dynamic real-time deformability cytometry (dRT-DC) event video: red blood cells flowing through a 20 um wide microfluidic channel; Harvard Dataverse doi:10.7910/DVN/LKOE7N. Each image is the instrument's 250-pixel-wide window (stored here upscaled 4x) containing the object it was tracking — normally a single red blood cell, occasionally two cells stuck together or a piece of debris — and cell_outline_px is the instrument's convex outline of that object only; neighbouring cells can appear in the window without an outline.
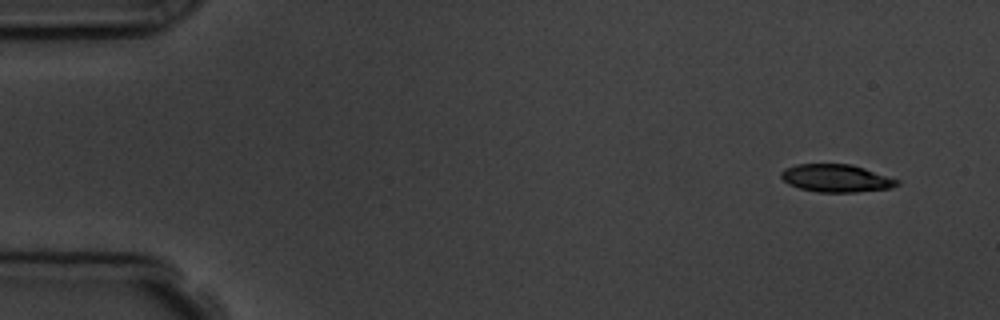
{"species": "common noctule bat (a hibernating species)", "species_latin": "Nyctalus noctula", "temperature_condition": "room temperature", "stored_images_in_passage": 6, "camera_frame_rate_fps": 3000, "um_per_image_px": 0.085, "animal": {"sex": "male", "body_mass_g": 19.5, "forearm_length_mm": 54.6}, "frame": {"image": 1, "passage_image": 1, "time_ms": 0.0, "image_size_px": [1000, 320], "cell_outline_px": [[900, 184], [892, 188], [856, 192], [816, 192], [800, 188], [788, 184], [780, 176], [780, 172], [784, 168], [796, 164], [852, 164], [900, 180]], "centroid_in_image_um": [71.08, 15.15], "position_along_channel_um": 13.9, "area_um2": 18.84}}
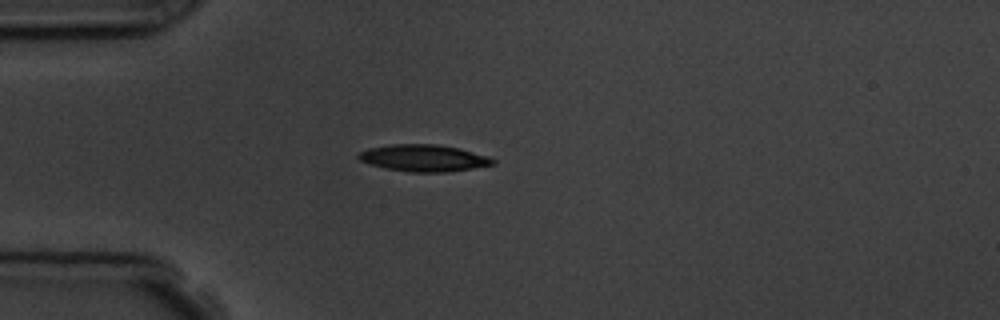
{"frame": {"image": 2, "passage_image": 4, "time_ms": 3.667, "image_size_px": [1000, 320], "cell_outline_px": [[496, 164], [472, 168], [444, 172], [408, 172], [384, 168], [360, 160], [356, 156], [360, 152], [368, 148], [388, 144], [436, 144], [460, 148], [488, 156], [496, 160]], "centroid_in_image_um": [36.02, 13.42], "position_along_channel_um": 49.0, "area_um2": 21.04}}